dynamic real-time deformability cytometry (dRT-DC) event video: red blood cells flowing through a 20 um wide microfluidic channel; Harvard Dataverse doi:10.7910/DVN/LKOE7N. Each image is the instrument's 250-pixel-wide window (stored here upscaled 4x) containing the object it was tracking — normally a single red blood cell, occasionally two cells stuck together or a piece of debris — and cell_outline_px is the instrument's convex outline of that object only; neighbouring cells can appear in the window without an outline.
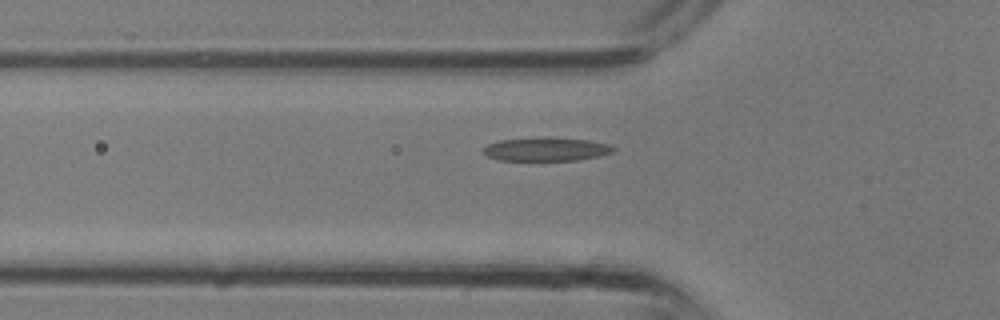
{"species": "common noctule bat (a hibernating species)", "species_latin": "Nyctalus noctula", "temperature_condition": "room temperature", "stored_images_in_passage": 9, "camera_frame_rate_fps": 3000, "um_per_image_px": 0.085, "animal": {"sex": "male", "body_mass_g": 13.3}, "frame": {"image": 1, "passage_image": 7, "time_ms": 2.0, "image_size_px": [1000, 320], "cell_outline_px": [[616, 148], [612, 152], [600, 156], [576, 160], [496, 160], [480, 152], [488, 144], [500, 140], [544, 136], [588, 140], [608, 144]], "centroid_in_image_um": [46.4, 12.67], "position_along_channel_um": 79.4, "area_um2": 18.03}}